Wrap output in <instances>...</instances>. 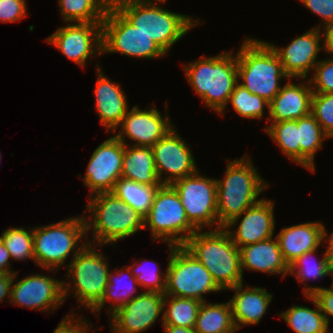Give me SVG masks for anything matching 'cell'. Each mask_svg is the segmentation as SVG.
<instances>
[{
  "instance_id": "1",
  "label": "cell",
  "mask_w": 333,
  "mask_h": 333,
  "mask_svg": "<svg viewBox=\"0 0 333 333\" xmlns=\"http://www.w3.org/2000/svg\"><path fill=\"white\" fill-rule=\"evenodd\" d=\"M226 168L224 179L216 180V198L218 224L230 229L247 208L261 200L257 198L269 183L257 173L248 155L229 161Z\"/></svg>"
},
{
  "instance_id": "2",
  "label": "cell",
  "mask_w": 333,
  "mask_h": 333,
  "mask_svg": "<svg viewBox=\"0 0 333 333\" xmlns=\"http://www.w3.org/2000/svg\"><path fill=\"white\" fill-rule=\"evenodd\" d=\"M183 246L204 265L221 290L243 283L240 249L226 228L197 230Z\"/></svg>"
},
{
  "instance_id": "3",
  "label": "cell",
  "mask_w": 333,
  "mask_h": 333,
  "mask_svg": "<svg viewBox=\"0 0 333 333\" xmlns=\"http://www.w3.org/2000/svg\"><path fill=\"white\" fill-rule=\"evenodd\" d=\"M192 89L205 105L222 115L238 81L236 54L224 52L183 65Z\"/></svg>"
},
{
  "instance_id": "4",
  "label": "cell",
  "mask_w": 333,
  "mask_h": 333,
  "mask_svg": "<svg viewBox=\"0 0 333 333\" xmlns=\"http://www.w3.org/2000/svg\"><path fill=\"white\" fill-rule=\"evenodd\" d=\"M90 201L85 210L92 212L85 218L86 232L93 229V241L99 247L134 235L145 229L144 216L133 209L113 192L89 195ZM93 220V221H92ZM97 242V243H96Z\"/></svg>"
},
{
  "instance_id": "5",
  "label": "cell",
  "mask_w": 333,
  "mask_h": 333,
  "mask_svg": "<svg viewBox=\"0 0 333 333\" xmlns=\"http://www.w3.org/2000/svg\"><path fill=\"white\" fill-rule=\"evenodd\" d=\"M238 79L244 88L269 103L280 92L279 81L289 77L268 42L247 38L237 54Z\"/></svg>"
},
{
  "instance_id": "6",
  "label": "cell",
  "mask_w": 333,
  "mask_h": 333,
  "mask_svg": "<svg viewBox=\"0 0 333 333\" xmlns=\"http://www.w3.org/2000/svg\"><path fill=\"white\" fill-rule=\"evenodd\" d=\"M131 24L151 38L166 54L188 30L200 24L154 3L114 0L111 3Z\"/></svg>"
},
{
  "instance_id": "7",
  "label": "cell",
  "mask_w": 333,
  "mask_h": 333,
  "mask_svg": "<svg viewBox=\"0 0 333 333\" xmlns=\"http://www.w3.org/2000/svg\"><path fill=\"white\" fill-rule=\"evenodd\" d=\"M86 234L84 216L70 217L43 227L36 226L33 228L34 262L38 267L58 271L65 265L71 252L75 257L86 246L89 239L78 245Z\"/></svg>"
},
{
  "instance_id": "8",
  "label": "cell",
  "mask_w": 333,
  "mask_h": 333,
  "mask_svg": "<svg viewBox=\"0 0 333 333\" xmlns=\"http://www.w3.org/2000/svg\"><path fill=\"white\" fill-rule=\"evenodd\" d=\"M91 243L88 242L67 265L68 280H71L74 286L68 285L67 281L63 282L64 300L73 287L77 302L88 309H92L101 300L110 272L107 257L97 252L92 247L94 243Z\"/></svg>"
},
{
  "instance_id": "9",
  "label": "cell",
  "mask_w": 333,
  "mask_h": 333,
  "mask_svg": "<svg viewBox=\"0 0 333 333\" xmlns=\"http://www.w3.org/2000/svg\"><path fill=\"white\" fill-rule=\"evenodd\" d=\"M144 226L145 229L147 226L150 228L153 240L159 238L175 246H183L197 231L187 219L180 197L170 184L158 187L150 210L144 217Z\"/></svg>"
},
{
  "instance_id": "10",
  "label": "cell",
  "mask_w": 333,
  "mask_h": 333,
  "mask_svg": "<svg viewBox=\"0 0 333 333\" xmlns=\"http://www.w3.org/2000/svg\"><path fill=\"white\" fill-rule=\"evenodd\" d=\"M169 246L164 294L204 302L203 294L220 291L209 271L184 246Z\"/></svg>"
},
{
  "instance_id": "11",
  "label": "cell",
  "mask_w": 333,
  "mask_h": 333,
  "mask_svg": "<svg viewBox=\"0 0 333 333\" xmlns=\"http://www.w3.org/2000/svg\"><path fill=\"white\" fill-rule=\"evenodd\" d=\"M112 52L139 59H155L166 54L110 4L102 22V54Z\"/></svg>"
},
{
  "instance_id": "12",
  "label": "cell",
  "mask_w": 333,
  "mask_h": 333,
  "mask_svg": "<svg viewBox=\"0 0 333 333\" xmlns=\"http://www.w3.org/2000/svg\"><path fill=\"white\" fill-rule=\"evenodd\" d=\"M178 193L189 222L197 229L218 224L216 179L195 174L178 179L172 184Z\"/></svg>"
},
{
  "instance_id": "13",
  "label": "cell",
  "mask_w": 333,
  "mask_h": 333,
  "mask_svg": "<svg viewBox=\"0 0 333 333\" xmlns=\"http://www.w3.org/2000/svg\"><path fill=\"white\" fill-rule=\"evenodd\" d=\"M47 41L83 67L89 56L102 55V23L73 22L58 28Z\"/></svg>"
},
{
  "instance_id": "14",
  "label": "cell",
  "mask_w": 333,
  "mask_h": 333,
  "mask_svg": "<svg viewBox=\"0 0 333 333\" xmlns=\"http://www.w3.org/2000/svg\"><path fill=\"white\" fill-rule=\"evenodd\" d=\"M156 172L161 184H172L174 181L195 174L198 169L192 151L186 142L170 129L161 139L151 146ZM164 171L167 177L162 179Z\"/></svg>"
},
{
  "instance_id": "15",
  "label": "cell",
  "mask_w": 333,
  "mask_h": 333,
  "mask_svg": "<svg viewBox=\"0 0 333 333\" xmlns=\"http://www.w3.org/2000/svg\"><path fill=\"white\" fill-rule=\"evenodd\" d=\"M124 143L115 135L101 143L93 152L84 176L90 195L112 192L121 178Z\"/></svg>"
},
{
  "instance_id": "16",
  "label": "cell",
  "mask_w": 333,
  "mask_h": 333,
  "mask_svg": "<svg viewBox=\"0 0 333 333\" xmlns=\"http://www.w3.org/2000/svg\"><path fill=\"white\" fill-rule=\"evenodd\" d=\"M165 294L142 292L117 309L110 317L112 333H143L164 311Z\"/></svg>"
},
{
  "instance_id": "17",
  "label": "cell",
  "mask_w": 333,
  "mask_h": 333,
  "mask_svg": "<svg viewBox=\"0 0 333 333\" xmlns=\"http://www.w3.org/2000/svg\"><path fill=\"white\" fill-rule=\"evenodd\" d=\"M11 287L10 303L30 309L50 311L59 308L64 302L63 282L42 274L26 276L24 279L14 281Z\"/></svg>"
},
{
  "instance_id": "18",
  "label": "cell",
  "mask_w": 333,
  "mask_h": 333,
  "mask_svg": "<svg viewBox=\"0 0 333 333\" xmlns=\"http://www.w3.org/2000/svg\"><path fill=\"white\" fill-rule=\"evenodd\" d=\"M170 121L168 114L163 118L156 108L140 110L135 105L127 111L115 136L123 143L126 136L134 140L136 143L132 146L151 147L173 128Z\"/></svg>"
},
{
  "instance_id": "19",
  "label": "cell",
  "mask_w": 333,
  "mask_h": 333,
  "mask_svg": "<svg viewBox=\"0 0 333 333\" xmlns=\"http://www.w3.org/2000/svg\"><path fill=\"white\" fill-rule=\"evenodd\" d=\"M320 26L306 31V33L295 38L287 47L279 48L268 43L277 54L285 74L289 79L307 78V74L314 70L318 52L324 49L320 47Z\"/></svg>"
},
{
  "instance_id": "20",
  "label": "cell",
  "mask_w": 333,
  "mask_h": 333,
  "mask_svg": "<svg viewBox=\"0 0 333 333\" xmlns=\"http://www.w3.org/2000/svg\"><path fill=\"white\" fill-rule=\"evenodd\" d=\"M241 222L235 233L227 229L232 241L240 249L273 237L275 229L274 202L265 198L247 208L241 215Z\"/></svg>"
},
{
  "instance_id": "21",
  "label": "cell",
  "mask_w": 333,
  "mask_h": 333,
  "mask_svg": "<svg viewBox=\"0 0 333 333\" xmlns=\"http://www.w3.org/2000/svg\"><path fill=\"white\" fill-rule=\"evenodd\" d=\"M289 81L269 103V122L296 120L311 114L312 85Z\"/></svg>"
},
{
  "instance_id": "22",
  "label": "cell",
  "mask_w": 333,
  "mask_h": 333,
  "mask_svg": "<svg viewBox=\"0 0 333 333\" xmlns=\"http://www.w3.org/2000/svg\"><path fill=\"white\" fill-rule=\"evenodd\" d=\"M101 70L97 65L98 79L94 90L96 109L101 124L109 133L110 131L116 133L129 109L128 101L121 86L110 81Z\"/></svg>"
},
{
  "instance_id": "23",
  "label": "cell",
  "mask_w": 333,
  "mask_h": 333,
  "mask_svg": "<svg viewBox=\"0 0 333 333\" xmlns=\"http://www.w3.org/2000/svg\"><path fill=\"white\" fill-rule=\"evenodd\" d=\"M284 260L290 266L299 256L314 249L324 240V225L307 222L285 227L276 235Z\"/></svg>"
},
{
  "instance_id": "24",
  "label": "cell",
  "mask_w": 333,
  "mask_h": 333,
  "mask_svg": "<svg viewBox=\"0 0 333 333\" xmlns=\"http://www.w3.org/2000/svg\"><path fill=\"white\" fill-rule=\"evenodd\" d=\"M243 285V283H240L230 288V290L235 291L229 303L237 330L242 328L243 325L259 324L273 298V295L264 288H249L246 286L244 289Z\"/></svg>"
},
{
  "instance_id": "25",
  "label": "cell",
  "mask_w": 333,
  "mask_h": 333,
  "mask_svg": "<svg viewBox=\"0 0 333 333\" xmlns=\"http://www.w3.org/2000/svg\"><path fill=\"white\" fill-rule=\"evenodd\" d=\"M241 269L269 274L289 275V265L283 258L277 238L272 237L240 248Z\"/></svg>"
},
{
  "instance_id": "26",
  "label": "cell",
  "mask_w": 333,
  "mask_h": 333,
  "mask_svg": "<svg viewBox=\"0 0 333 333\" xmlns=\"http://www.w3.org/2000/svg\"><path fill=\"white\" fill-rule=\"evenodd\" d=\"M128 146L130 144L125 142L121 178L147 186H160L151 147Z\"/></svg>"
},
{
  "instance_id": "27",
  "label": "cell",
  "mask_w": 333,
  "mask_h": 333,
  "mask_svg": "<svg viewBox=\"0 0 333 333\" xmlns=\"http://www.w3.org/2000/svg\"><path fill=\"white\" fill-rule=\"evenodd\" d=\"M194 329L197 333H235L231 306L227 303L202 302Z\"/></svg>"
},
{
  "instance_id": "28",
  "label": "cell",
  "mask_w": 333,
  "mask_h": 333,
  "mask_svg": "<svg viewBox=\"0 0 333 333\" xmlns=\"http://www.w3.org/2000/svg\"><path fill=\"white\" fill-rule=\"evenodd\" d=\"M115 271L116 272H114V273L117 274L116 275L117 277L115 275H113L114 273L109 272L108 285L104 290L101 300L91 309V312L99 313L100 310H102L104 308L103 307L104 304L107 301L111 300V302H114V303L110 304V306H109V308L111 307V309L109 310L108 315H111V313H114L117 309L122 307L124 304L128 303L133 298L134 292L137 291V287H136L137 280L131 273L130 268L127 267L125 269L123 268L122 271L119 269H117ZM125 273L127 275L128 274L129 275L125 276ZM125 277H126V280L127 279L129 280L128 281L129 283H127V281L125 283V280H124ZM122 286H124V287H122ZM116 289H117V291H116Z\"/></svg>"
},
{
  "instance_id": "29",
  "label": "cell",
  "mask_w": 333,
  "mask_h": 333,
  "mask_svg": "<svg viewBox=\"0 0 333 333\" xmlns=\"http://www.w3.org/2000/svg\"><path fill=\"white\" fill-rule=\"evenodd\" d=\"M300 165L315 171L314 157L316 152L322 148L324 139L330 138L319 125L312 114L297 119Z\"/></svg>"
},
{
  "instance_id": "30",
  "label": "cell",
  "mask_w": 333,
  "mask_h": 333,
  "mask_svg": "<svg viewBox=\"0 0 333 333\" xmlns=\"http://www.w3.org/2000/svg\"><path fill=\"white\" fill-rule=\"evenodd\" d=\"M316 309L293 305L280 316L296 333H328V325L318 302L312 295H306Z\"/></svg>"
},
{
  "instance_id": "31",
  "label": "cell",
  "mask_w": 333,
  "mask_h": 333,
  "mask_svg": "<svg viewBox=\"0 0 333 333\" xmlns=\"http://www.w3.org/2000/svg\"><path fill=\"white\" fill-rule=\"evenodd\" d=\"M65 22L102 23L111 4L109 0H59Z\"/></svg>"
},
{
  "instance_id": "32",
  "label": "cell",
  "mask_w": 333,
  "mask_h": 333,
  "mask_svg": "<svg viewBox=\"0 0 333 333\" xmlns=\"http://www.w3.org/2000/svg\"><path fill=\"white\" fill-rule=\"evenodd\" d=\"M158 187L120 178L112 192L145 217L150 210Z\"/></svg>"
},
{
  "instance_id": "33",
  "label": "cell",
  "mask_w": 333,
  "mask_h": 333,
  "mask_svg": "<svg viewBox=\"0 0 333 333\" xmlns=\"http://www.w3.org/2000/svg\"><path fill=\"white\" fill-rule=\"evenodd\" d=\"M166 304L169 306L167 309ZM201 304L202 302L196 299L165 295L162 324L194 327Z\"/></svg>"
},
{
  "instance_id": "34",
  "label": "cell",
  "mask_w": 333,
  "mask_h": 333,
  "mask_svg": "<svg viewBox=\"0 0 333 333\" xmlns=\"http://www.w3.org/2000/svg\"><path fill=\"white\" fill-rule=\"evenodd\" d=\"M264 129L274 142L278 144L285 156L288 157V160L291 159L299 165L300 145L297 119L272 122Z\"/></svg>"
},
{
  "instance_id": "35",
  "label": "cell",
  "mask_w": 333,
  "mask_h": 333,
  "mask_svg": "<svg viewBox=\"0 0 333 333\" xmlns=\"http://www.w3.org/2000/svg\"><path fill=\"white\" fill-rule=\"evenodd\" d=\"M317 249L309 251L305 254L299 256L290 266H289V275L297 277L298 282L306 283L307 279H318L327 275L333 274V258L328 253L324 251L322 259L318 262L310 263L314 253ZM310 261V262H308ZM298 269V270H297Z\"/></svg>"
},
{
  "instance_id": "36",
  "label": "cell",
  "mask_w": 333,
  "mask_h": 333,
  "mask_svg": "<svg viewBox=\"0 0 333 333\" xmlns=\"http://www.w3.org/2000/svg\"><path fill=\"white\" fill-rule=\"evenodd\" d=\"M229 101L236 113L244 118L259 119L263 117L264 106H267L269 111V102L267 100L256 94H252L239 83L233 89Z\"/></svg>"
},
{
  "instance_id": "37",
  "label": "cell",
  "mask_w": 333,
  "mask_h": 333,
  "mask_svg": "<svg viewBox=\"0 0 333 333\" xmlns=\"http://www.w3.org/2000/svg\"><path fill=\"white\" fill-rule=\"evenodd\" d=\"M0 239L5 244L11 258L15 260H34L33 229L29 232L23 227L5 230Z\"/></svg>"
},
{
  "instance_id": "38",
  "label": "cell",
  "mask_w": 333,
  "mask_h": 333,
  "mask_svg": "<svg viewBox=\"0 0 333 333\" xmlns=\"http://www.w3.org/2000/svg\"><path fill=\"white\" fill-rule=\"evenodd\" d=\"M311 114L324 132L333 137V93H313Z\"/></svg>"
},
{
  "instance_id": "39",
  "label": "cell",
  "mask_w": 333,
  "mask_h": 333,
  "mask_svg": "<svg viewBox=\"0 0 333 333\" xmlns=\"http://www.w3.org/2000/svg\"><path fill=\"white\" fill-rule=\"evenodd\" d=\"M154 265L156 268L154 267V269H150L147 268V265L146 268L145 266L143 268L141 263H134L133 265H130L129 268L133 276L136 278L137 284H139V286H142L143 288L145 287L148 289V292H160L164 294L166 289L167 273H160V269L157 268L155 263Z\"/></svg>"
},
{
  "instance_id": "40",
  "label": "cell",
  "mask_w": 333,
  "mask_h": 333,
  "mask_svg": "<svg viewBox=\"0 0 333 333\" xmlns=\"http://www.w3.org/2000/svg\"><path fill=\"white\" fill-rule=\"evenodd\" d=\"M309 79L313 93H333V59L320 60Z\"/></svg>"
},
{
  "instance_id": "41",
  "label": "cell",
  "mask_w": 333,
  "mask_h": 333,
  "mask_svg": "<svg viewBox=\"0 0 333 333\" xmlns=\"http://www.w3.org/2000/svg\"><path fill=\"white\" fill-rule=\"evenodd\" d=\"M303 292L305 296L312 295L316 299L329 326V316H333V284L330 288L310 286L304 288Z\"/></svg>"
},
{
  "instance_id": "42",
  "label": "cell",
  "mask_w": 333,
  "mask_h": 333,
  "mask_svg": "<svg viewBox=\"0 0 333 333\" xmlns=\"http://www.w3.org/2000/svg\"><path fill=\"white\" fill-rule=\"evenodd\" d=\"M25 0H0V21L16 22L26 17Z\"/></svg>"
},
{
  "instance_id": "43",
  "label": "cell",
  "mask_w": 333,
  "mask_h": 333,
  "mask_svg": "<svg viewBox=\"0 0 333 333\" xmlns=\"http://www.w3.org/2000/svg\"><path fill=\"white\" fill-rule=\"evenodd\" d=\"M305 7L321 16L323 28L333 25V0H300Z\"/></svg>"
},
{
  "instance_id": "44",
  "label": "cell",
  "mask_w": 333,
  "mask_h": 333,
  "mask_svg": "<svg viewBox=\"0 0 333 333\" xmlns=\"http://www.w3.org/2000/svg\"><path fill=\"white\" fill-rule=\"evenodd\" d=\"M72 315L65 316L59 323L53 333H88L87 330L91 328V324L84 319L75 318Z\"/></svg>"
},
{
  "instance_id": "45",
  "label": "cell",
  "mask_w": 333,
  "mask_h": 333,
  "mask_svg": "<svg viewBox=\"0 0 333 333\" xmlns=\"http://www.w3.org/2000/svg\"><path fill=\"white\" fill-rule=\"evenodd\" d=\"M13 280L14 274H0V303L5 298H11V287Z\"/></svg>"
},
{
  "instance_id": "46",
  "label": "cell",
  "mask_w": 333,
  "mask_h": 333,
  "mask_svg": "<svg viewBox=\"0 0 333 333\" xmlns=\"http://www.w3.org/2000/svg\"><path fill=\"white\" fill-rule=\"evenodd\" d=\"M11 259L10 253L8 252L5 244L0 239V274H15L16 272L10 270Z\"/></svg>"
},
{
  "instance_id": "47",
  "label": "cell",
  "mask_w": 333,
  "mask_h": 333,
  "mask_svg": "<svg viewBox=\"0 0 333 333\" xmlns=\"http://www.w3.org/2000/svg\"><path fill=\"white\" fill-rule=\"evenodd\" d=\"M324 30L322 35L324 37V51L333 54V25L326 27Z\"/></svg>"
},
{
  "instance_id": "48",
  "label": "cell",
  "mask_w": 333,
  "mask_h": 333,
  "mask_svg": "<svg viewBox=\"0 0 333 333\" xmlns=\"http://www.w3.org/2000/svg\"><path fill=\"white\" fill-rule=\"evenodd\" d=\"M165 333H197L194 327L163 325Z\"/></svg>"
},
{
  "instance_id": "49",
  "label": "cell",
  "mask_w": 333,
  "mask_h": 333,
  "mask_svg": "<svg viewBox=\"0 0 333 333\" xmlns=\"http://www.w3.org/2000/svg\"><path fill=\"white\" fill-rule=\"evenodd\" d=\"M328 233H327V230L325 229V227H324V240L326 241L327 239H329V243H328V245H327V251H328V253L331 255V257L333 258V233H331V236L329 237V238H327V235ZM325 237H326V239H325Z\"/></svg>"
},
{
  "instance_id": "50",
  "label": "cell",
  "mask_w": 333,
  "mask_h": 333,
  "mask_svg": "<svg viewBox=\"0 0 333 333\" xmlns=\"http://www.w3.org/2000/svg\"><path fill=\"white\" fill-rule=\"evenodd\" d=\"M129 1H134V2H137V3H153V1H156L159 2V3H164L166 0H129Z\"/></svg>"
}]
</instances>
